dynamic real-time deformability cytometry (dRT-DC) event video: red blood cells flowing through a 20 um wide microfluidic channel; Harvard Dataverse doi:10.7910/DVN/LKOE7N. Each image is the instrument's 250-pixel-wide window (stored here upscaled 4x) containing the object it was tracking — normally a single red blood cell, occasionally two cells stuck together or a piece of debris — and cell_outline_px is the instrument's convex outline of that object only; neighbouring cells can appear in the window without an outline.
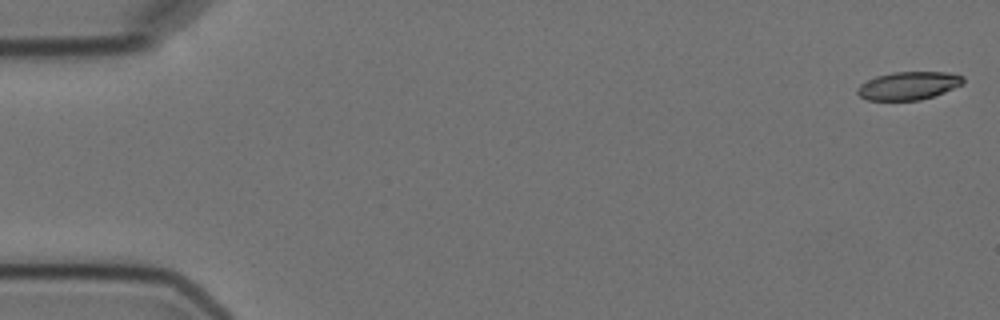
{"species": "Egyptian fruit bat (a non-hibernating species)", "species_latin": "Rousettus aegyptiacus", "temperature_condition": "cold", "stored_images_in_passage": 15, "camera_frame_rate_fps": 3000, "um_per_image_px": 0.085, "animal": {"sex": "female"}, "frame": {"image": 1, "passage_image": 1, "time_ms": 0.0, "image_size_px": [1000, 320], "cell_outline_px": [[964, 84], [944, 92], [920, 100], [868, 100], [860, 96], [856, 92], [856, 88], [860, 84], [876, 76], [892, 72], [948, 72], [964, 76]], "centroid_in_image_um": [77.23, 7.28], "position_along_channel_um": 7.8, "area_um2": 17.34}}
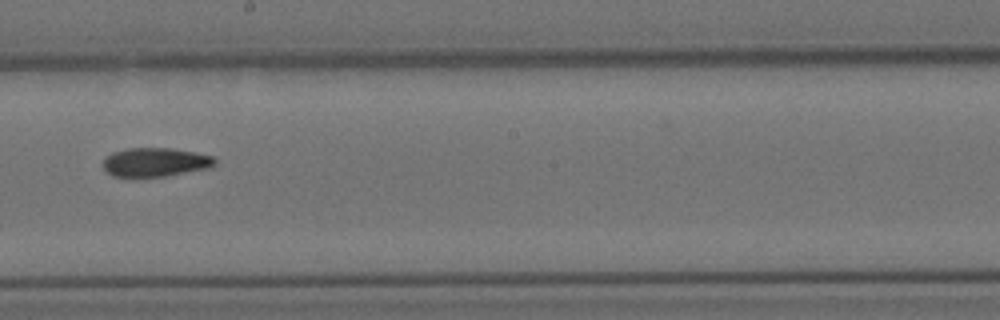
{"frame": {"image": 2, "passage_image": 9, "time_ms": 10.333, "image_size_px": [1000, 320], "cell_outline_px": [[216, 164], [208, 168], [168, 176], [112, 176], [104, 168], [104, 160], [112, 152], [128, 148], [172, 148], [196, 152], [212, 156], [216, 160]], "centroid_in_image_um": [13.23, 13.77], "position_along_channel_um": 235.0, "area_um2": 18.67}}
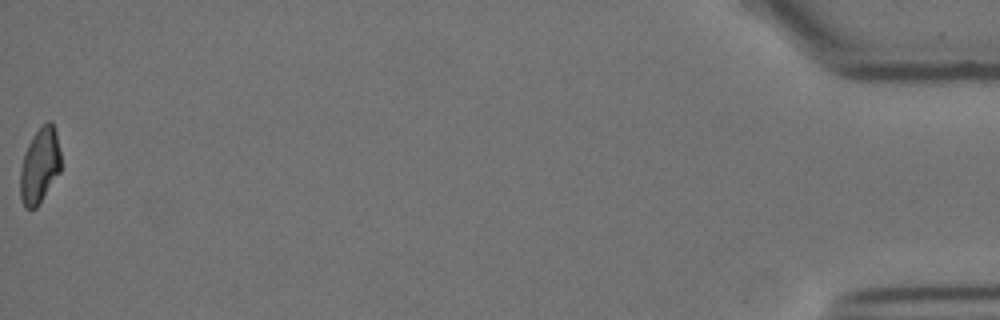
{"frame": {"image": 3, "passage_image": 15, "time_ms": 18.667, "image_size_px": [1000, 320], "cell_outline_px": [[60, 172], [36, 208], [24, 208], [20, 196], [20, 168], [24, 152], [32, 136], [48, 120], [52, 120], [56, 132], [60, 152]], "centroid_in_image_um": [3.36, 14.07], "position_along_channel_um": 431.8, "area_um2": 17.86}, "authors_computed_cell_mechanics": {"area_um2": 18.7272, "velocity_mm_per_s": 3.5589, "shape_relaxation_time_tau1_ms": 10.745, "shape_relaxation_time_tau2_ms": 3.4979, "deformation_change_tau1": 0.2446, "deformation_change_tau2": 0.0965}}